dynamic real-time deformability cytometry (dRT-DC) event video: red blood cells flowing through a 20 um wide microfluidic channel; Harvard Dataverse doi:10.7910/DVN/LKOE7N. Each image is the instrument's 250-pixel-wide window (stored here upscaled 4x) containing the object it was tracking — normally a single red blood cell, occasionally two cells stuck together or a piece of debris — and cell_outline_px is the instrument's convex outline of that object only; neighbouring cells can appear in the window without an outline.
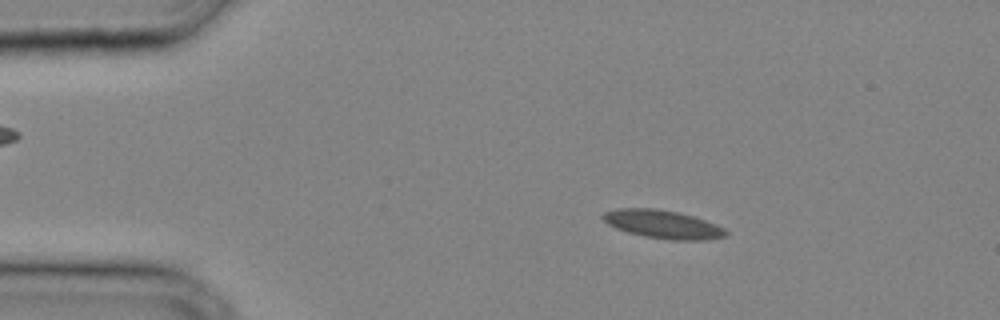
{"species": "common noctule bat (a hibernating species)", "species_latin": "Nyctalus noctula", "temperature_condition": "cold", "stored_images_in_passage": 32, "camera_frame_rate_fps": 3000, "um_per_image_px": 0.085, "animal": {"sex": "male", "body_mass_g": 20.4}, "frame": {"image": 1, "passage_image": 5, "time_ms": 1.333, "image_size_px": [1000, 320], "cell_outline_px": [[728, 236], [704, 240], [672, 240], [644, 236], [628, 232], [616, 228], [608, 224], [600, 216], [604, 212], [616, 208], [656, 208], [680, 212], [716, 224], [724, 228], [728, 232]], "centroid_in_image_um": [56.34, 19.06], "position_along_channel_um": 28.7, "area_um2": 20.35}}
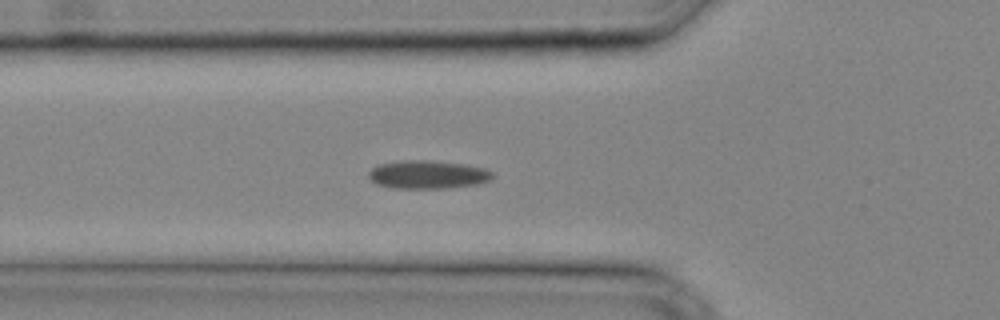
{"frame": {"image": 2, "passage_image": 11, "time_ms": 3.333, "image_size_px": [1000, 320], "cell_outline_px": [[492, 180], [476, 184], [444, 188], [392, 188], [376, 184], [368, 176], [368, 172], [376, 164], [408, 160], [428, 160], [464, 164], [484, 168], [492, 172]], "centroid_in_image_um": [36.33, 14.83], "position_along_channel_um": 89.5, "area_um2": 20.35}}
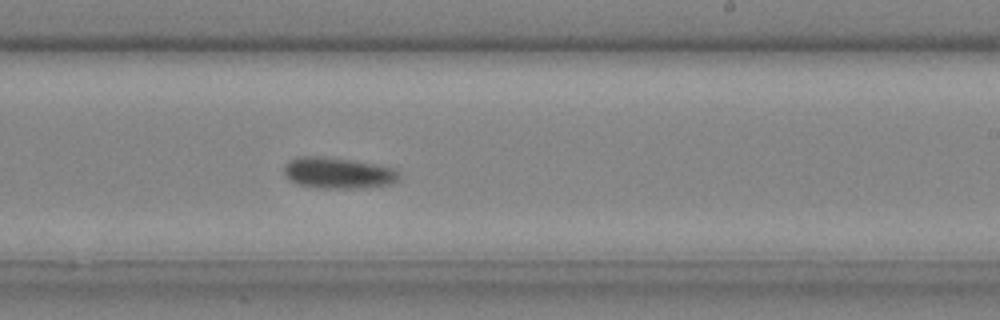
{"frame": {"image": 3, "passage_image": 20, "time_ms": 6.333, "image_size_px": [1000, 320], "cell_outline_px": [[400, 180], [392, 184], [356, 188], [320, 188], [296, 184], [288, 180], [284, 176], [284, 164], [288, 160], [296, 156], [324, 156], [380, 164], [396, 168], [400, 172]], "centroid_in_image_um": [28.74, 14.69], "position_along_channel_um": 260.3, "area_um2": 21.5}}